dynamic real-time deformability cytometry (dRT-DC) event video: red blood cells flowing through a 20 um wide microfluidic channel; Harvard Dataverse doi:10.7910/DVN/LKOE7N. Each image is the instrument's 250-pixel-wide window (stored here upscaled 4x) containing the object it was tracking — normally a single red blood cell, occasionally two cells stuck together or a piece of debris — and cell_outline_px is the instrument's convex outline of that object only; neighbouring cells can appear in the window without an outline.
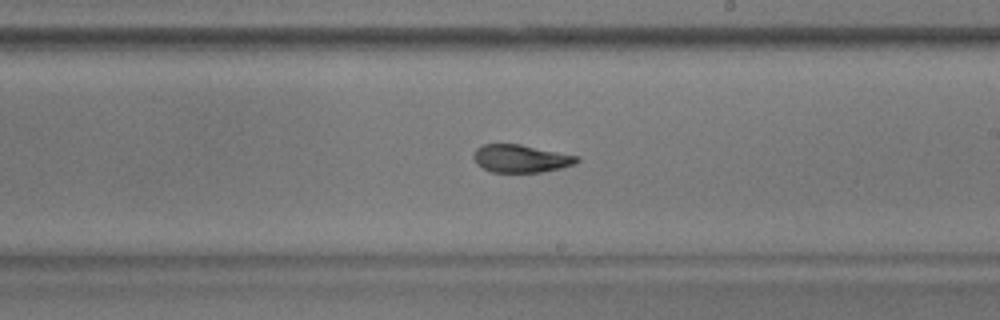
{"species": "common noctule bat (a hibernating species)", "species_latin": "Nyctalus noctula", "temperature_condition": "warm", "stored_images_in_passage": 57, "camera_frame_rate_fps": 3000, "um_per_image_px": 0.085, "animal": {"sex": "male", "body_mass_g": 17.9}, "frame": {"image": 1, "passage_image": 32, "time_ms": 10.333, "image_size_px": [1000, 320], "cell_outline_px": [[580, 160], [576, 164], [560, 168], [540, 172], [492, 172], [476, 164], [472, 156], [476, 148], [484, 144], [520, 144], [580, 156]], "centroid_in_image_um": [44.28, 13.47], "position_along_channel_um": 244.7, "area_um2": 16.82}}
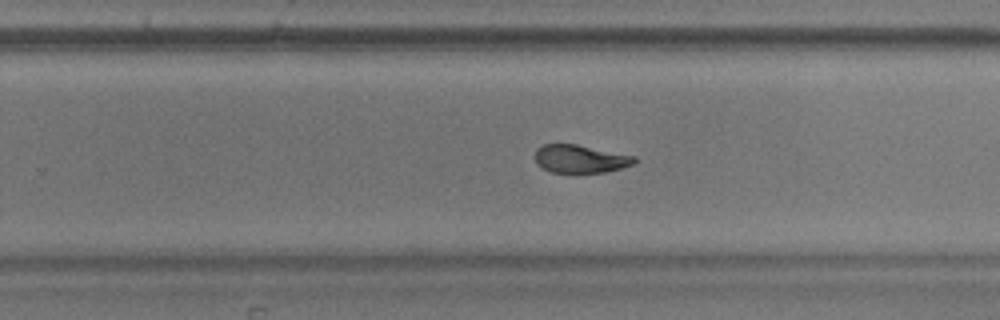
{"frame": {"image": 2, "passage_image": 35, "time_ms": 11.333, "image_size_px": [1000, 320], "cell_outline_px": [[636, 160], [632, 164], [620, 168], [604, 172], [572, 176], [552, 172], [536, 164], [536, 148], [544, 144], [576, 144], [636, 156]], "centroid_in_image_um": [49.3, 13.54], "position_along_channel_um": 280.5, "area_um2": 16.76}}
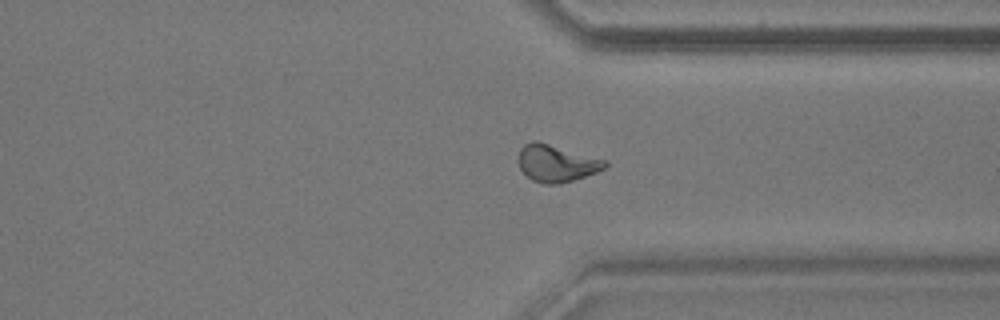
{"frame": {"image": 3, "passage_image": 42, "time_ms": 13.667, "image_size_px": [1000, 320], "cell_outline_px": [[608, 164], [604, 168], [596, 172], [572, 180], [556, 184], [544, 184], [532, 180], [520, 168], [520, 148], [524, 144], [532, 140], [536, 140], [608, 160]], "centroid_in_image_um": [47.32, 13.86], "position_along_channel_um": 364.1, "area_um2": 18.5}, "authors_computed_cell_mechanics": {"area_um2": 17.5712, "velocity_mm_per_s": 3.6037, "shape_relaxation_time_tau1_ms": 8.8115, "shape_relaxation_time_tau2_ms": 2.2067, "deformation_change_tau1": 0.2466, "deformation_change_tau2": 0.0698}}